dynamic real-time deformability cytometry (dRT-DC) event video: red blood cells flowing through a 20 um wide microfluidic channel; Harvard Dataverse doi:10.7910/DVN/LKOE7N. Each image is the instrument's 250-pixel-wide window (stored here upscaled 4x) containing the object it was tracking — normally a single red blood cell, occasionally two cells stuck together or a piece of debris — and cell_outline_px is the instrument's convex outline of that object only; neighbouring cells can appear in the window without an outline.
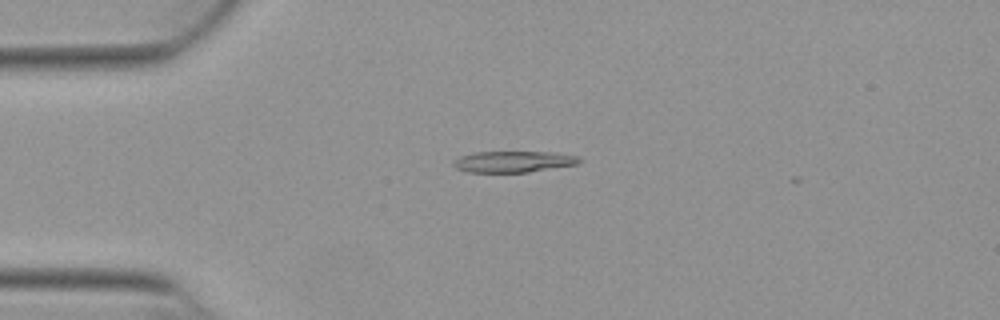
{"species": "Egyptian fruit bat (a non-hibernating species)", "species_latin": "Rousettus aegyptiacus", "temperature_condition": "warm", "stored_images_in_passage": 42, "camera_frame_rate_fps": 3000, "um_per_image_px": 0.085, "animal": {"sex": "female"}, "frame": {"image": 1, "passage_image": 3, "time_ms": 0.667, "image_size_px": [1000, 320], "cell_outline_px": [[584, 160], [576, 164], [528, 172], [468, 172], [456, 168], [452, 164], [452, 160], [460, 156], [472, 152], [552, 152], [580, 156]], "centroid_in_image_um": [43.63, 13.73], "position_along_channel_um": 41.4, "area_um2": 15.66}}
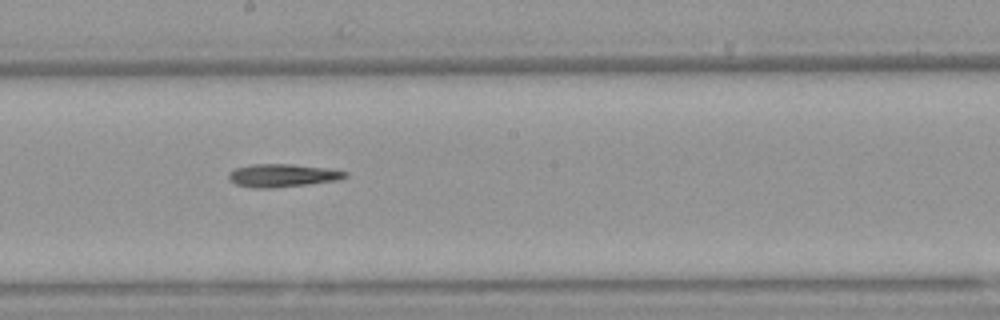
{"frame": {"image": 2, "passage_image": 19, "time_ms": 6.0, "image_size_px": [1000, 320], "cell_outline_px": [[348, 176], [336, 180], [272, 188], [252, 188], [236, 184], [228, 180], [228, 172], [236, 168], [252, 164], [292, 164], [328, 168], [348, 172]], "centroid_in_image_um": [23.96, 14.91], "position_along_channel_um": 224.2, "area_um2": 15.55}}
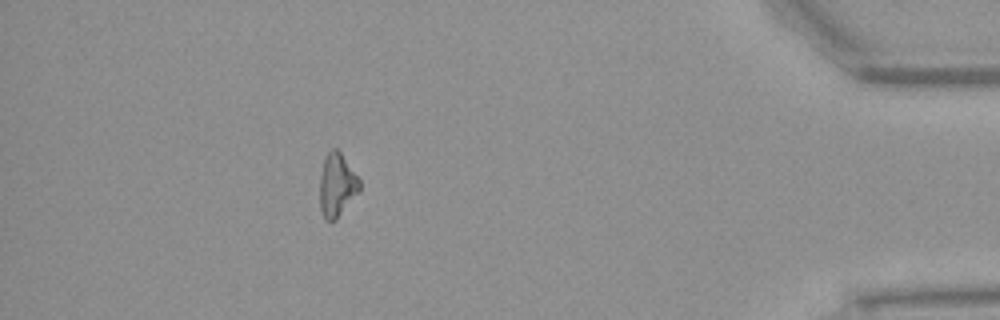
{"frame": {"image": 3, "passage_image": 37, "time_ms": 12.0, "image_size_px": [1000, 320], "cell_outline_px": [[360, 188], [336, 220], [324, 220], [320, 208], [320, 176], [324, 160], [328, 152], [332, 148], [336, 148], [340, 152], [360, 180]], "centroid_in_image_um": [28.61, 15.73], "position_along_channel_um": 406.6, "area_um2": 14.33}}